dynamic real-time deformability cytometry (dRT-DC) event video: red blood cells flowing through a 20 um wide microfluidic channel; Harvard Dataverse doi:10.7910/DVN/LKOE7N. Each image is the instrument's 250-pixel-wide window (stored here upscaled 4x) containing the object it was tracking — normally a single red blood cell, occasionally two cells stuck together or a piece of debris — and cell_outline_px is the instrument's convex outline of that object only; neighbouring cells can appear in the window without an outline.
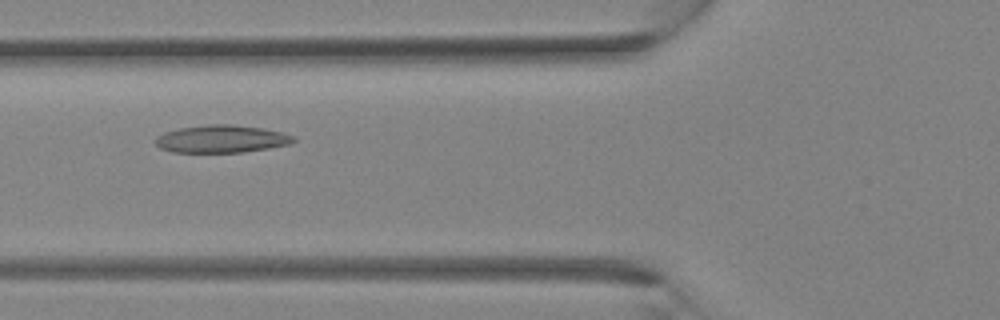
{"species": "Egyptian fruit bat (a non-hibernating species)", "species_latin": "Rousettus aegyptiacus", "temperature_condition": "room temperature", "stored_images_in_passage": 34, "camera_frame_rate_fps": 3000, "um_per_image_px": 0.085, "animal": {"sex": "female"}, "frame": {"image": 1, "passage_image": 13, "time_ms": 4.0, "image_size_px": [1000, 320], "cell_outline_px": [[296, 140], [288, 144], [268, 148], [244, 152], [172, 152], [160, 148], [156, 144], [156, 136], [164, 132], [180, 128], [208, 124], [232, 124], [260, 128], [284, 132], [292, 136]], "centroid_in_image_um": [18.81, 11.8], "position_along_channel_um": 107.0, "area_um2": 22.08}}
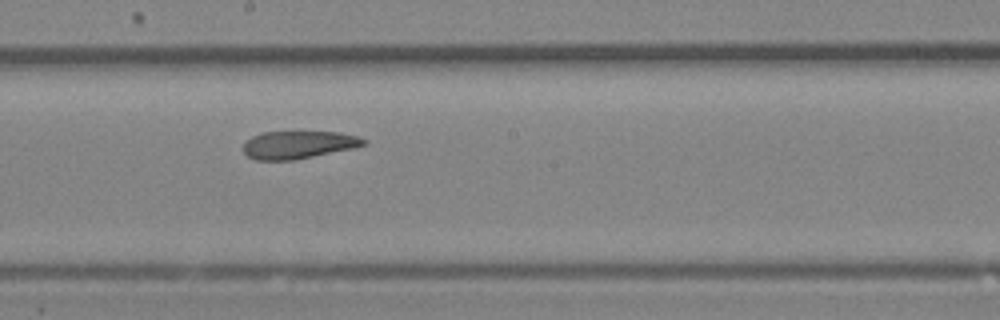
{"frame": {"image": 2, "passage_image": 19, "time_ms": 6.0, "image_size_px": [1000, 320], "cell_outline_px": [[368, 144], [356, 148], [292, 160], [256, 160], [248, 156], [244, 152], [244, 144], [252, 136], [260, 132], [340, 132], [360, 136], [368, 140]], "centroid_in_image_um": [25.44, 12.3], "position_along_channel_um": 222.8, "area_um2": 19.59}}
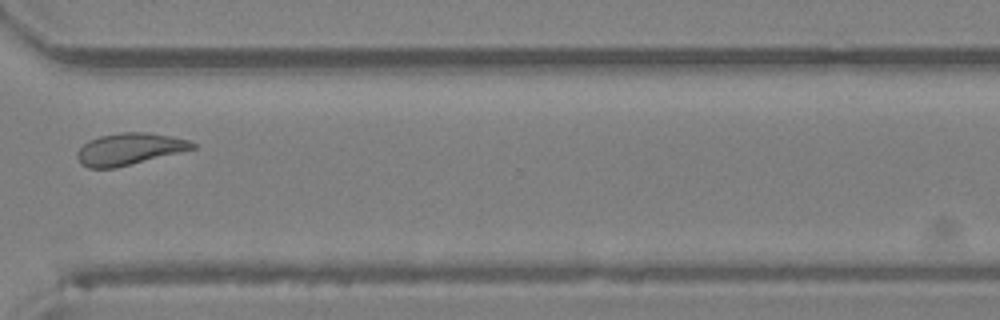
{"frame": {"image": 3, "passage_image": 26, "time_ms": 8.333, "image_size_px": [1000, 320], "cell_outline_px": [[196, 148], [116, 168], [88, 168], [80, 164], [76, 156], [76, 152], [88, 140], [100, 136], [120, 132], [148, 132], [172, 136], [188, 140], [196, 144]], "centroid_in_image_um": [10.97, 12.66], "position_along_channel_um": 359.6, "area_um2": 21.44}}